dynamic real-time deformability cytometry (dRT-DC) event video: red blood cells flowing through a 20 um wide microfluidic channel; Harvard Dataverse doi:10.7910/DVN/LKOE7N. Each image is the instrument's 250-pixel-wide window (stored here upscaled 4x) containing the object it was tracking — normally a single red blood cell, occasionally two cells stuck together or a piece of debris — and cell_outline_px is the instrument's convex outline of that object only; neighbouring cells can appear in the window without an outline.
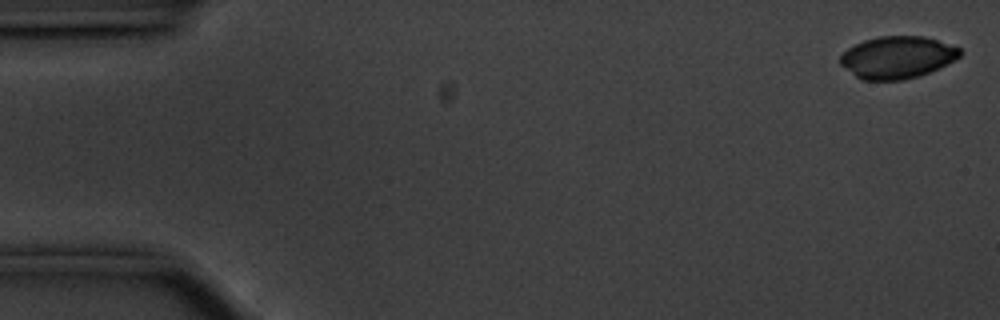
{"species": "common noctule bat (a hibernating species)", "species_latin": "Nyctalus noctula", "temperature_condition": "cold", "stored_images_in_passage": 57, "camera_frame_rate_fps": 3000, "um_per_image_px": 0.085, "animal": {"sex": "male", "body_mass_g": 20.1, "forearm_length_mm": 53.5}, "frame": {"image": 1, "passage_image": 2, "time_ms": 0.333, "image_size_px": [1000, 320], "cell_outline_px": [[960, 56], [928, 72], [904, 80], [864, 80], [856, 76], [840, 64], [840, 56], [848, 48], [864, 40], [880, 36], [924, 36], [960, 48]], "centroid_in_image_um": [76.22, 4.86], "position_along_channel_um": 8.8, "area_um2": 28.84}}
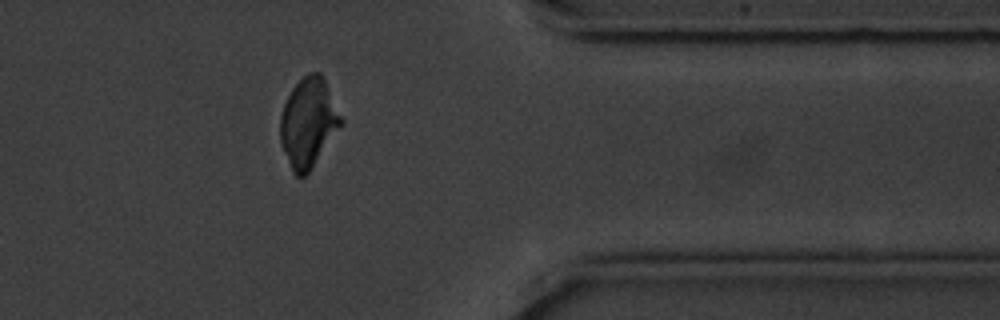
{"frame": {"image": 2, "passage_image": 46, "time_ms": 15.0, "image_size_px": [1000, 320], "cell_outline_px": [[344, 124], [308, 172], [304, 176], [296, 176], [292, 172], [284, 152], [280, 140], [280, 116], [284, 104], [292, 88], [308, 72], [320, 72], [344, 120]], "centroid_in_image_um": [26.22, 10.43], "position_along_channel_um": 385.2, "area_um2": 31.44}}
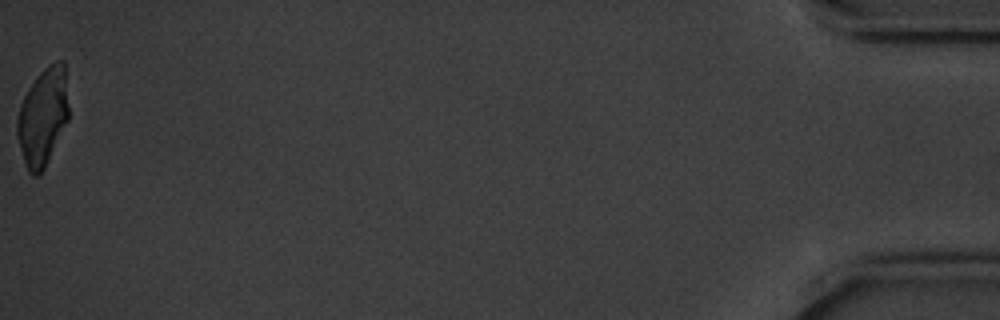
{"frame": {"image": 3, "passage_image": 57, "time_ms": 18.667, "image_size_px": [1000, 320], "cell_outline_px": [[68, 120], [40, 176], [32, 176], [28, 172], [24, 164], [16, 132], [16, 120], [20, 104], [28, 88], [36, 76], [48, 64], [56, 60], [64, 60], [68, 108]], "centroid_in_image_um": [3.62, 9.93], "position_along_channel_um": 431.6, "area_um2": 29.48}}